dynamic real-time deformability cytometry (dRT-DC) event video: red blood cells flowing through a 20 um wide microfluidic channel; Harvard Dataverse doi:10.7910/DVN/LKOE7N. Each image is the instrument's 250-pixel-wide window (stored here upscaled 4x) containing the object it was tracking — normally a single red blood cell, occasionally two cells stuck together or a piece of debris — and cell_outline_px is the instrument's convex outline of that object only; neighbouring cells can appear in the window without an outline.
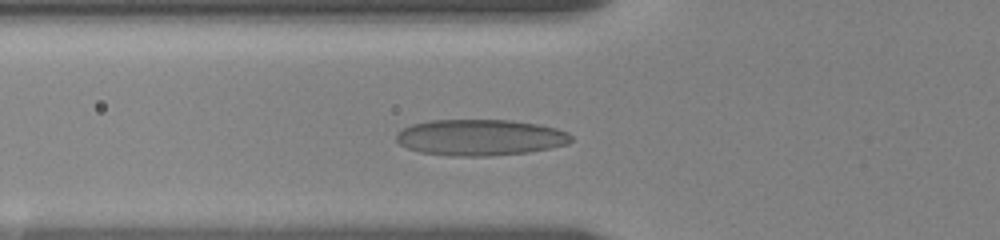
{"species": "human", "species_latin": "Homo sapiens", "temperature_condition": "room temperature", "stored_images_in_passage": 50, "camera_frame_rate_fps": 3000, "um_per_image_px": 0.085, "donor": {"sex": "female"}, "frame": {"image": 1, "passage_image": 18, "time_ms": 4.667, "image_size_px": [1000, 240], "cell_outline_px": [[572, 140], [568, 144], [528, 152], [488, 156], [456, 156], [420, 152], [408, 148], [400, 144], [396, 140], [396, 132], [412, 124], [432, 120], [512, 120], [536, 124], [556, 128], [568, 132], [572, 136]], "centroid_in_image_um": [40.81, 11.68], "position_along_channel_um": 85.0, "area_um2": 36.76}}
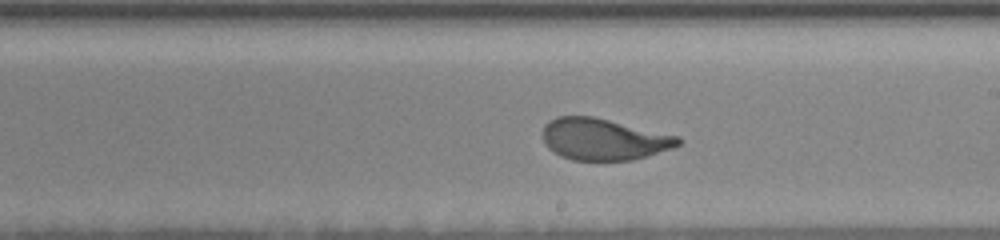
{"frame": {"image": 2, "passage_image": 33, "time_ms": 9.0, "image_size_px": [1000, 240], "cell_outline_px": [[684, 140], [680, 144], [672, 148], [632, 160], [572, 160], [560, 156], [548, 148], [544, 144], [544, 124], [548, 120], [556, 116], [592, 116], [680, 136]], "centroid_in_image_um": [51.31, 11.83], "position_along_channel_um": 237.7, "area_um2": 32.89}}
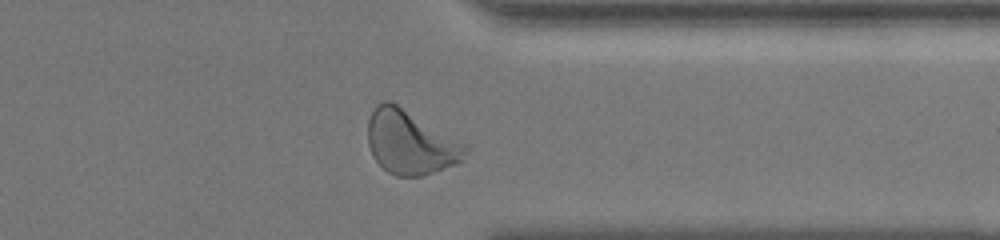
{"frame": {"image": 3, "passage_image": 46, "time_ms": 13.0, "image_size_px": [1000, 240], "cell_outline_px": [[468, 148], [464, 160], [456, 164], [420, 176], [396, 176], [388, 172], [372, 156], [368, 144], [368, 120], [376, 104], [384, 100], [388, 100], [396, 104], [468, 144]], "centroid_in_image_um": [34.9, 12.1], "position_along_channel_um": 376.5, "area_um2": 36.24}, "authors_computed_cell_mechanics": {"area_um2": 33.8708, "velocity_mm_per_s": 3.5075, "shape_relaxation_time_tau1_ms": 3.8862, "shape_relaxation_time_tau2_ms": null, "deformation_change_tau1": 0.1697, "deformation_change_tau2": null}}